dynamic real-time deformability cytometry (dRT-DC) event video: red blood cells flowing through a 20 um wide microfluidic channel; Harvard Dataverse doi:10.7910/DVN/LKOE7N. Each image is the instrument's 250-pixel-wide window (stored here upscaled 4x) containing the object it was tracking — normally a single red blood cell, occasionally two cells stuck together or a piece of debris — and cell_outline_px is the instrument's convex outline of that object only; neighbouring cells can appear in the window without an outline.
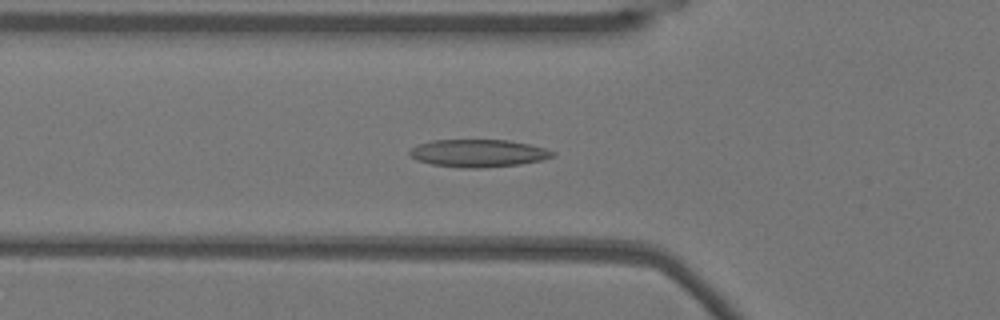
{"species": "Egyptian fruit bat (a non-hibernating species)", "species_latin": "Rousettus aegyptiacus", "temperature_condition": "warm", "stored_images_in_passage": 54, "camera_frame_rate_fps": 3000, "um_per_image_px": 0.085, "animal": {"sex": "female"}, "frame": {"image": 1, "passage_image": 18, "time_ms": 5.667, "image_size_px": [1000, 320], "cell_outline_px": [[556, 156], [544, 160], [520, 164], [480, 168], [460, 168], [432, 164], [416, 160], [408, 152], [412, 148], [420, 144], [432, 140], [508, 140], [528, 144], [544, 148], [556, 152]], "centroid_in_image_um": [40.69, 13.03], "position_along_channel_um": 85.1, "area_um2": 23.0}}
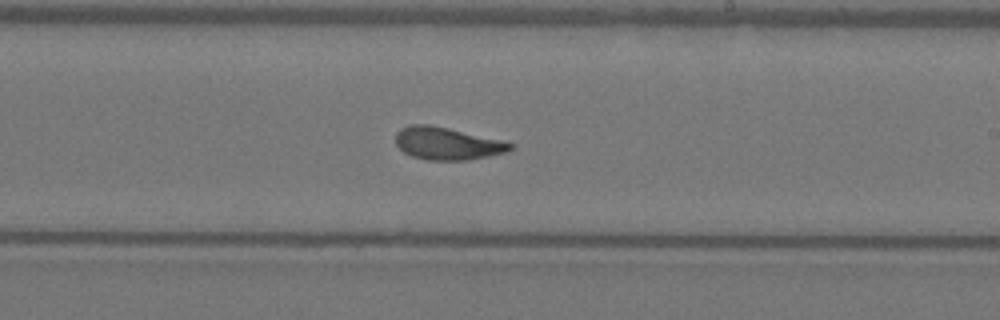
{"frame": {"image": 2, "passage_image": 31, "time_ms": 10.0, "image_size_px": [1000, 320], "cell_outline_px": [[512, 148], [508, 152], [488, 156], [464, 160], [428, 160], [412, 156], [404, 152], [396, 144], [396, 132], [400, 128], [408, 124], [428, 124], [448, 128], [504, 140], [512, 144]], "centroid_in_image_um": [38.0, 12.18], "position_along_channel_um": 251.0, "area_um2": 21.73}}
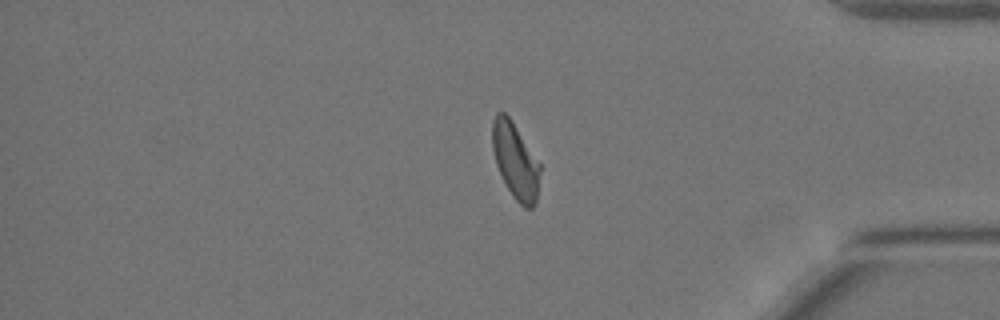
{"frame": {"image": 3, "passage_image": 44, "time_ms": 14.333, "image_size_px": [1000, 320], "cell_outline_px": [[540, 172], [536, 204], [532, 208], [524, 208], [512, 196], [496, 164], [492, 148], [492, 120], [496, 112], [504, 112], [508, 116], [540, 164]], "centroid_in_image_um": [43.8, 13.69], "position_along_channel_um": 391.4, "area_um2": 20.75}, "authors_computed_cell_mechanics": {"area_um2": 21.7906, "velocity_mm_per_s": 3.8038, "shape_relaxation_time_tau1_ms": 8.4215, "shape_relaxation_time_tau2_ms": 1.6716, "deformation_change_tau1": 0.2188, "deformation_change_tau2": 0.0945}}